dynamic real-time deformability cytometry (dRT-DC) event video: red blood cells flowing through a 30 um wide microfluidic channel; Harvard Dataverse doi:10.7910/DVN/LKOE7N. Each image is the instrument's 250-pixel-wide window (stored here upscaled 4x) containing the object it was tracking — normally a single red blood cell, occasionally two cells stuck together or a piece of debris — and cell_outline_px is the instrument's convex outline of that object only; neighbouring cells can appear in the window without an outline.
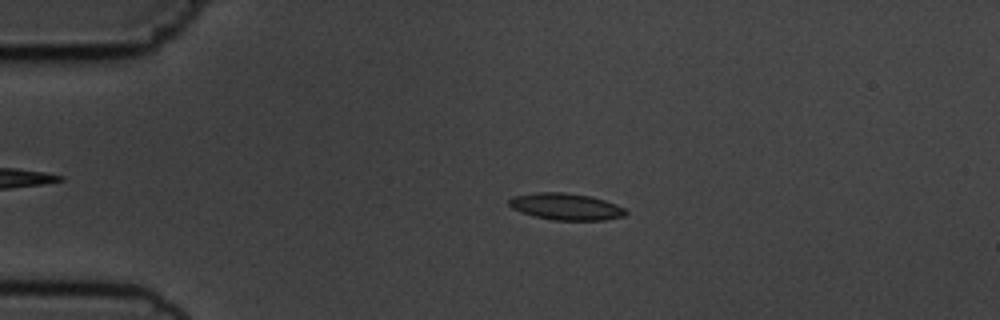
{"species": "common noctule bat (a hibernating species)", "species_latin": "Nyctalus noctula", "temperature_condition": "cold", "stored_images_in_passage": 4, "camera_frame_rate_fps": 3000, "um_per_image_px": 0.085, "animal": {"sex": "male", "body_mass_g": 19.5, "forearm_length_mm": 54.6}, "frame": {"image": 1, "passage_image": 3, "time_ms": 2.333, "image_size_px": [1000, 320], "cell_outline_px": [[628, 212], [624, 216], [604, 220], [556, 220], [536, 216], [520, 212], [512, 208], [508, 204], [508, 200], [512, 196], [532, 192], [564, 192], [592, 196], [616, 204], [624, 208]], "centroid_in_image_um": [48.09, 17.55], "position_along_channel_um": 36.9, "area_um2": 18.26}}